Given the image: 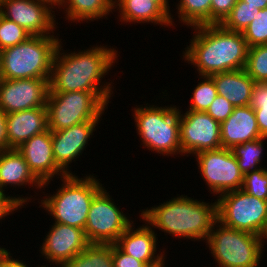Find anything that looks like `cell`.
<instances>
[{
  "label": "cell",
  "mask_w": 267,
  "mask_h": 267,
  "mask_svg": "<svg viewBox=\"0 0 267 267\" xmlns=\"http://www.w3.org/2000/svg\"><path fill=\"white\" fill-rule=\"evenodd\" d=\"M264 239L259 235L227 227L217 220L207 237L206 245L208 244L219 267H258L264 242H267Z\"/></svg>",
  "instance_id": "8"
},
{
  "label": "cell",
  "mask_w": 267,
  "mask_h": 267,
  "mask_svg": "<svg viewBox=\"0 0 267 267\" xmlns=\"http://www.w3.org/2000/svg\"><path fill=\"white\" fill-rule=\"evenodd\" d=\"M242 190L267 201V168L263 167L245 174Z\"/></svg>",
  "instance_id": "34"
},
{
  "label": "cell",
  "mask_w": 267,
  "mask_h": 267,
  "mask_svg": "<svg viewBox=\"0 0 267 267\" xmlns=\"http://www.w3.org/2000/svg\"><path fill=\"white\" fill-rule=\"evenodd\" d=\"M100 120L86 121L60 131H53L52 146L56 165L66 174L72 175L68 165L79 158L88 144L90 135Z\"/></svg>",
  "instance_id": "16"
},
{
  "label": "cell",
  "mask_w": 267,
  "mask_h": 267,
  "mask_svg": "<svg viewBox=\"0 0 267 267\" xmlns=\"http://www.w3.org/2000/svg\"><path fill=\"white\" fill-rule=\"evenodd\" d=\"M52 10L48 3L38 0H0V14L20 25L31 36H55L53 30L57 27Z\"/></svg>",
  "instance_id": "13"
},
{
  "label": "cell",
  "mask_w": 267,
  "mask_h": 267,
  "mask_svg": "<svg viewBox=\"0 0 267 267\" xmlns=\"http://www.w3.org/2000/svg\"><path fill=\"white\" fill-rule=\"evenodd\" d=\"M155 1L169 16H170V19H171V23H172V26H173V17L171 16V13H170V6H168V2L169 0H153Z\"/></svg>",
  "instance_id": "42"
},
{
  "label": "cell",
  "mask_w": 267,
  "mask_h": 267,
  "mask_svg": "<svg viewBox=\"0 0 267 267\" xmlns=\"http://www.w3.org/2000/svg\"><path fill=\"white\" fill-rule=\"evenodd\" d=\"M111 199L105 187L93 198L84 229L91 244H114L134 222Z\"/></svg>",
  "instance_id": "10"
},
{
  "label": "cell",
  "mask_w": 267,
  "mask_h": 267,
  "mask_svg": "<svg viewBox=\"0 0 267 267\" xmlns=\"http://www.w3.org/2000/svg\"><path fill=\"white\" fill-rule=\"evenodd\" d=\"M180 144L182 154H194L222 148L220 123L202 111L187 110L181 114Z\"/></svg>",
  "instance_id": "12"
},
{
  "label": "cell",
  "mask_w": 267,
  "mask_h": 267,
  "mask_svg": "<svg viewBox=\"0 0 267 267\" xmlns=\"http://www.w3.org/2000/svg\"><path fill=\"white\" fill-rule=\"evenodd\" d=\"M5 192H0V220L13 213L18 208H22L25 203L29 202L30 198H21L6 196ZM29 199V200H28Z\"/></svg>",
  "instance_id": "37"
},
{
  "label": "cell",
  "mask_w": 267,
  "mask_h": 267,
  "mask_svg": "<svg viewBox=\"0 0 267 267\" xmlns=\"http://www.w3.org/2000/svg\"><path fill=\"white\" fill-rule=\"evenodd\" d=\"M217 216L223 225L265 237L267 234V201L242 189L218 196Z\"/></svg>",
  "instance_id": "9"
},
{
  "label": "cell",
  "mask_w": 267,
  "mask_h": 267,
  "mask_svg": "<svg viewBox=\"0 0 267 267\" xmlns=\"http://www.w3.org/2000/svg\"><path fill=\"white\" fill-rule=\"evenodd\" d=\"M140 217L152 228L157 227L177 238L207 240L218 220L217 201L209 204L181 195L143 210Z\"/></svg>",
  "instance_id": "3"
},
{
  "label": "cell",
  "mask_w": 267,
  "mask_h": 267,
  "mask_svg": "<svg viewBox=\"0 0 267 267\" xmlns=\"http://www.w3.org/2000/svg\"><path fill=\"white\" fill-rule=\"evenodd\" d=\"M250 106L255 112L261 136L267 138V82H254Z\"/></svg>",
  "instance_id": "29"
},
{
  "label": "cell",
  "mask_w": 267,
  "mask_h": 267,
  "mask_svg": "<svg viewBox=\"0 0 267 267\" xmlns=\"http://www.w3.org/2000/svg\"><path fill=\"white\" fill-rule=\"evenodd\" d=\"M61 267H114L112 244H90Z\"/></svg>",
  "instance_id": "25"
},
{
  "label": "cell",
  "mask_w": 267,
  "mask_h": 267,
  "mask_svg": "<svg viewBox=\"0 0 267 267\" xmlns=\"http://www.w3.org/2000/svg\"><path fill=\"white\" fill-rule=\"evenodd\" d=\"M61 43L60 41L53 58L49 92H107L111 96L113 88L110 82L103 83L104 86L99 85L115 63L118 51L96 45L78 53L66 54L64 50L63 53L60 52Z\"/></svg>",
  "instance_id": "1"
},
{
  "label": "cell",
  "mask_w": 267,
  "mask_h": 267,
  "mask_svg": "<svg viewBox=\"0 0 267 267\" xmlns=\"http://www.w3.org/2000/svg\"><path fill=\"white\" fill-rule=\"evenodd\" d=\"M53 224L39 251L49 263L61 267L91 243L84 229L60 223Z\"/></svg>",
  "instance_id": "15"
},
{
  "label": "cell",
  "mask_w": 267,
  "mask_h": 267,
  "mask_svg": "<svg viewBox=\"0 0 267 267\" xmlns=\"http://www.w3.org/2000/svg\"><path fill=\"white\" fill-rule=\"evenodd\" d=\"M32 186L43 188V183L29 169L23 155L17 149L0 150V190L9 186Z\"/></svg>",
  "instance_id": "21"
},
{
  "label": "cell",
  "mask_w": 267,
  "mask_h": 267,
  "mask_svg": "<svg viewBox=\"0 0 267 267\" xmlns=\"http://www.w3.org/2000/svg\"><path fill=\"white\" fill-rule=\"evenodd\" d=\"M60 41L57 36H30L24 42L1 50V79L50 78Z\"/></svg>",
  "instance_id": "4"
},
{
  "label": "cell",
  "mask_w": 267,
  "mask_h": 267,
  "mask_svg": "<svg viewBox=\"0 0 267 267\" xmlns=\"http://www.w3.org/2000/svg\"><path fill=\"white\" fill-rule=\"evenodd\" d=\"M201 78L203 81H200L193 90V97L188 110L206 112L218 95L213 78L211 76H201Z\"/></svg>",
  "instance_id": "31"
},
{
  "label": "cell",
  "mask_w": 267,
  "mask_h": 267,
  "mask_svg": "<svg viewBox=\"0 0 267 267\" xmlns=\"http://www.w3.org/2000/svg\"><path fill=\"white\" fill-rule=\"evenodd\" d=\"M112 257L114 267H148L144 262L122 252L115 244H112Z\"/></svg>",
  "instance_id": "38"
},
{
  "label": "cell",
  "mask_w": 267,
  "mask_h": 267,
  "mask_svg": "<svg viewBox=\"0 0 267 267\" xmlns=\"http://www.w3.org/2000/svg\"><path fill=\"white\" fill-rule=\"evenodd\" d=\"M236 3L237 0H211L210 24H221Z\"/></svg>",
  "instance_id": "36"
},
{
  "label": "cell",
  "mask_w": 267,
  "mask_h": 267,
  "mask_svg": "<svg viewBox=\"0 0 267 267\" xmlns=\"http://www.w3.org/2000/svg\"><path fill=\"white\" fill-rule=\"evenodd\" d=\"M267 138H259L243 144L233 146L230 150L234 157L237 159L238 166L243 175L248 172L258 170L260 162L262 161L264 140Z\"/></svg>",
  "instance_id": "26"
},
{
  "label": "cell",
  "mask_w": 267,
  "mask_h": 267,
  "mask_svg": "<svg viewBox=\"0 0 267 267\" xmlns=\"http://www.w3.org/2000/svg\"><path fill=\"white\" fill-rule=\"evenodd\" d=\"M0 267H28L25 262L15 260L10 252L6 250L3 255L0 257Z\"/></svg>",
  "instance_id": "40"
},
{
  "label": "cell",
  "mask_w": 267,
  "mask_h": 267,
  "mask_svg": "<svg viewBox=\"0 0 267 267\" xmlns=\"http://www.w3.org/2000/svg\"><path fill=\"white\" fill-rule=\"evenodd\" d=\"M6 251V248H1L0 247V257L3 255V253Z\"/></svg>",
  "instance_id": "44"
},
{
  "label": "cell",
  "mask_w": 267,
  "mask_h": 267,
  "mask_svg": "<svg viewBox=\"0 0 267 267\" xmlns=\"http://www.w3.org/2000/svg\"><path fill=\"white\" fill-rule=\"evenodd\" d=\"M31 34L0 14V51L26 41Z\"/></svg>",
  "instance_id": "32"
},
{
  "label": "cell",
  "mask_w": 267,
  "mask_h": 267,
  "mask_svg": "<svg viewBox=\"0 0 267 267\" xmlns=\"http://www.w3.org/2000/svg\"><path fill=\"white\" fill-rule=\"evenodd\" d=\"M121 23H153L171 26L170 16L153 0H114Z\"/></svg>",
  "instance_id": "23"
},
{
  "label": "cell",
  "mask_w": 267,
  "mask_h": 267,
  "mask_svg": "<svg viewBox=\"0 0 267 267\" xmlns=\"http://www.w3.org/2000/svg\"><path fill=\"white\" fill-rule=\"evenodd\" d=\"M245 72L256 82H267V44L248 49Z\"/></svg>",
  "instance_id": "30"
},
{
  "label": "cell",
  "mask_w": 267,
  "mask_h": 267,
  "mask_svg": "<svg viewBox=\"0 0 267 267\" xmlns=\"http://www.w3.org/2000/svg\"><path fill=\"white\" fill-rule=\"evenodd\" d=\"M56 194L41 200V206L55 218V223L85 229L87 214L94 196L103 188L93 175L78 178L75 174L61 178Z\"/></svg>",
  "instance_id": "5"
},
{
  "label": "cell",
  "mask_w": 267,
  "mask_h": 267,
  "mask_svg": "<svg viewBox=\"0 0 267 267\" xmlns=\"http://www.w3.org/2000/svg\"><path fill=\"white\" fill-rule=\"evenodd\" d=\"M241 1L248 3V5L256 7L258 9L267 8V0H241Z\"/></svg>",
  "instance_id": "41"
},
{
  "label": "cell",
  "mask_w": 267,
  "mask_h": 267,
  "mask_svg": "<svg viewBox=\"0 0 267 267\" xmlns=\"http://www.w3.org/2000/svg\"><path fill=\"white\" fill-rule=\"evenodd\" d=\"M145 224L147 225H142L136 230L131 224L114 244L122 252L144 262L148 267H155L165 263V256L162 252L157 254L156 238L158 237L148 223Z\"/></svg>",
  "instance_id": "18"
},
{
  "label": "cell",
  "mask_w": 267,
  "mask_h": 267,
  "mask_svg": "<svg viewBox=\"0 0 267 267\" xmlns=\"http://www.w3.org/2000/svg\"><path fill=\"white\" fill-rule=\"evenodd\" d=\"M164 264H165V263H163V264H161V265H158V266H155V267H164Z\"/></svg>",
  "instance_id": "45"
},
{
  "label": "cell",
  "mask_w": 267,
  "mask_h": 267,
  "mask_svg": "<svg viewBox=\"0 0 267 267\" xmlns=\"http://www.w3.org/2000/svg\"><path fill=\"white\" fill-rule=\"evenodd\" d=\"M17 150L23 155L29 169L43 183V188L46 185L48 186L53 176L60 175V178L66 176L55 163L52 133L49 129L34 135Z\"/></svg>",
  "instance_id": "17"
},
{
  "label": "cell",
  "mask_w": 267,
  "mask_h": 267,
  "mask_svg": "<svg viewBox=\"0 0 267 267\" xmlns=\"http://www.w3.org/2000/svg\"><path fill=\"white\" fill-rule=\"evenodd\" d=\"M234 106L223 96L217 95L206 113L219 123L225 121L233 112Z\"/></svg>",
  "instance_id": "35"
},
{
  "label": "cell",
  "mask_w": 267,
  "mask_h": 267,
  "mask_svg": "<svg viewBox=\"0 0 267 267\" xmlns=\"http://www.w3.org/2000/svg\"><path fill=\"white\" fill-rule=\"evenodd\" d=\"M49 79H0V108L9 114L36 107H46Z\"/></svg>",
  "instance_id": "14"
},
{
  "label": "cell",
  "mask_w": 267,
  "mask_h": 267,
  "mask_svg": "<svg viewBox=\"0 0 267 267\" xmlns=\"http://www.w3.org/2000/svg\"><path fill=\"white\" fill-rule=\"evenodd\" d=\"M222 148L233 146L262 138L251 106L234 107L232 114L220 123Z\"/></svg>",
  "instance_id": "20"
},
{
  "label": "cell",
  "mask_w": 267,
  "mask_h": 267,
  "mask_svg": "<svg viewBox=\"0 0 267 267\" xmlns=\"http://www.w3.org/2000/svg\"><path fill=\"white\" fill-rule=\"evenodd\" d=\"M148 105L134 109V122L144 147L162 155H183L180 144L179 108Z\"/></svg>",
  "instance_id": "6"
},
{
  "label": "cell",
  "mask_w": 267,
  "mask_h": 267,
  "mask_svg": "<svg viewBox=\"0 0 267 267\" xmlns=\"http://www.w3.org/2000/svg\"><path fill=\"white\" fill-rule=\"evenodd\" d=\"M260 9L248 5L241 0L231 10L230 14L225 18L221 25L228 30L235 32H243L245 28L253 21Z\"/></svg>",
  "instance_id": "28"
},
{
  "label": "cell",
  "mask_w": 267,
  "mask_h": 267,
  "mask_svg": "<svg viewBox=\"0 0 267 267\" xmlns=\"http://www.w3.org/2000/svg\"><path fill=\"white\" fill-rule=\"evenodd\" d=\"M217 94L227 99L234 107L249 106L254 80L244 69L211 75Z\"/></svg>",
  "instance_id": "22"
},
{
  "label": "cell",
  "mask_w": 267,
  "mask_h": 267,
  "mask_svg": "<svg viewBox=\"0 0 267 267\" xmlns=\"http://www.w3.org/2000/svg\"><path fill=\"white\" fill-rule=\"evenodd\" d=\"M248 47L267 44V8L260 9L253 21L242 32Z\"/></svg>",
  "instance_id": "33"
},
{
  "label": "cell",
  "mask_w": 267,
  "mask_h": 267,
  "mask_svg": "<svg viewBox=\"0 0 267 267\" xmlns=\"http://www.w3.org/2000/svg\"><path fill=\"white\" fill-rule=\"evenodd\" d=\"M6 117L7 114L0 108V150L8 149Z\"/></svg>",
  "instance_id": "39"
},
{
  "label": "cell",
  "mask_w": 267,
  "mask_h": 267,
  "mask_svg": "<svg viewBox=\"0 0 267 267\" xmlns=\"http://www.w3.org/2000/svg\"><path fill=\"white\" fill-rule=\"evenodd\" d=\"M6 130L8 149H17L34 135L48 130L46 107H36L7 114Z\"/></svg>",
  "instance_id": "19"
},
{
  "label": "cell",
  "mask_w": 267,
  "mask_h": 267,
  "mask_svg": "<svg viewBox=\"0 0 267 267\" xmlns=\"http://www.w3.org/2000/svg\"><path fill=\"white\" fill-rule=\"evenodd\" d=\"M58 6L66 7V18L73 22L97 20L114 11L113 0H58Z\"/></svg>",
  "instance_id": "24"
},
{
  "label": "cell",
  "mask_w": 267,
  "mask_h": 267,
  "mask_svg": "<svg viewBox=\"0 0 267 267\" xmlns=\"http://www.w3.org/2000/svg\"><path fill=\"white\" fill-rule=\"evenodd\" d=\"M107 92H49L46 109L48 129L60 131L91 120H100L109 103Z\"/></svg>",
  "instance_id": "7"
},
{
  "label": "cell",
  "mask_w": 267,
  "mask_h": 267,
  "mask_svg": "<svg viewBox=\"0 0 267 267\" xmlns=\"http://www.w3.org/2000/svg\"><path fill=\"white\" fill-rule=\"evenodd\" d=\"M38 1H42L44 3H48L49 5H51V7L54 9V7H56V5L58 4V0H38Z\"/></svg>",
  "instance_id": "43"
},
{
  "label": "cell",
  "mask_w": 267,
  "mask_h": 267,
  "mask_svg": "<svg viewBox=\"0 0 267 267\" xmlns=\"http://www.w3.org/2000/svg\"><path fill=\"white\" fill-rule=\"evenodd\" d=\"M198 169L213 194L242 189L244 175L230 149L219 148L197 153Z\"/></svg>",
  "instance_id": "11"
},
{
  "label": "cell",
  "mask_w": 267,
  "mask_h": 267,
  "mask_svg": "<svg viewBox=\"0 0 267 267\" xmlns=\"http://www.w3.org/2000/svg\"><path fill=\"white\" fill-rule=\"evenodd\" d=\"M178 17L183 24L192 27L210 25L211 0H180Z\"/></svg>",
  "instance_id": "27"
},
{
  "label": "cell",
  "mask_w": 267,
  "mask_h": 267,
  "mask_svg": "<svg viewBox=\"0 0 267 267\" xmlns=\"http://www.w3.org/2000/svg\"><path fill=\"white\" fill-rule=\"evenodd\" d=\"M192 29L196 33L183 51V58L197 67L199 76L245 68L249 47L242 32L225 29L221 24L201 25Z\"/></svg>",
  "instance_id": "2"
}]
</instances>
